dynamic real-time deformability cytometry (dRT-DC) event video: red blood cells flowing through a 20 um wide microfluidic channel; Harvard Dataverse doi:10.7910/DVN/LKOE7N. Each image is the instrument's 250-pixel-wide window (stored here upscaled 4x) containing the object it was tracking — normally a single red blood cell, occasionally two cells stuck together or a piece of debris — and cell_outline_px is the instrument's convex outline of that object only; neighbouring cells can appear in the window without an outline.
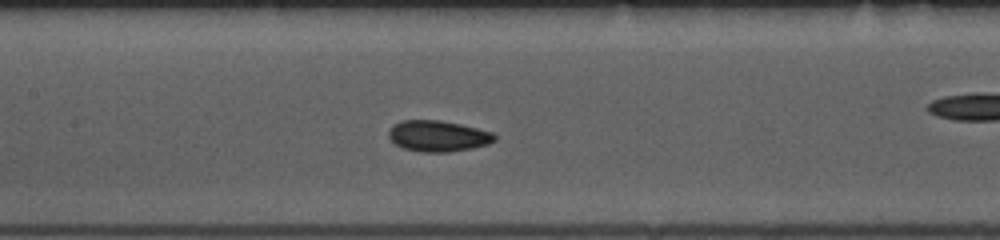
{"species": "common noctule bat (a hibernating species)", "species_latin": "Nyctalus noctula", "temperature_condition": "room temperature", "stored_images_in_passage": 33, "camera_frame_rate_fps": 3000, "um_per_image_px": 0.085, "animal": {"sex": "female", "body_mass_g": 10.0, "forearm_length_mm": 53.1}, "frame": {"image": 1, "passage_image": 15, "time_ms": 4.667, "image_size_px": [1000, 240], "cell_outline_px": [[496, 140], [488, 144], [472, 148], [448, 152], [420, 152], [404, 148], [396, 144], [388, 136], [388, 132], [392, 124], [400, 120], [440, 120], [460, 124], [492, 132], [496, 136]], "centroid_in_image_um": [37.21, 11.55], "position_along_channel_um": 170.2, "area_um2": 19.19}}
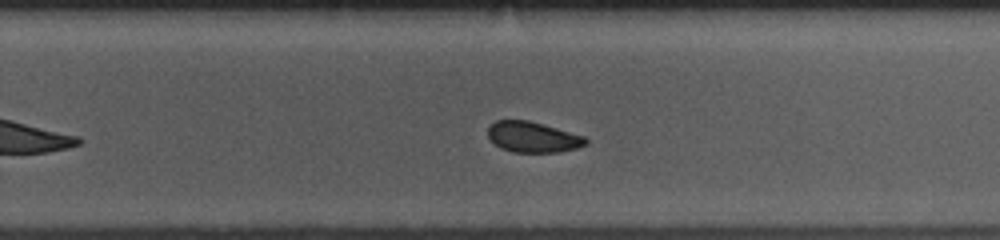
{"frame": {"image": 2, "passage_image": 24, "time_ms": 7.667, "image_size_px": [1000, 240], "cell_outline_px": [[588, 144], [576, 148], [560, 152], [512, 152], [500, 148], [488, 136], [488, 124], [496, 120], [528, 120], [584, 136], [588, 140]], "centroid_in_image_um": [45.27, 11.65], "position_along_channel_um": 284.5, "area_um2": 17.46}}
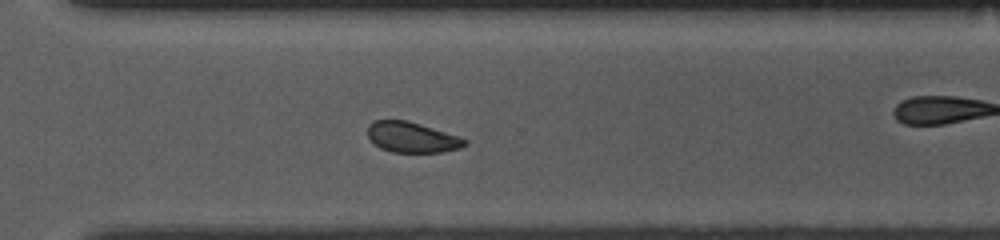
{"frame": {"image": 3, "passage_image": 28, "time_ms": 9.0, "image_size_px": [1000, 240], "cell_outline_px": [[468, 144], [460, 148], [440, 152], [392, 152], [380, 148], [372, 144], [368, 136], [368, 124], [376, 120], [408, 120], [460, 136], [468, 140]], "centroid_in_image_um": [35.02, 11.67], "position_along_channel_um": 335.6, "area_um2": 17.46}, "authors_computed_cell_mechanics": {"area_um2": 18.8428, "velocity_mm_per_s": 3.8283, "shape_relaxation_time_tau1_ms": 2.2068, "shape_relaxation_time_tau2_ms": 2.2737, "deformation_change_tau1": 0.0547, "deformation_change_tau2": 0.0562}}